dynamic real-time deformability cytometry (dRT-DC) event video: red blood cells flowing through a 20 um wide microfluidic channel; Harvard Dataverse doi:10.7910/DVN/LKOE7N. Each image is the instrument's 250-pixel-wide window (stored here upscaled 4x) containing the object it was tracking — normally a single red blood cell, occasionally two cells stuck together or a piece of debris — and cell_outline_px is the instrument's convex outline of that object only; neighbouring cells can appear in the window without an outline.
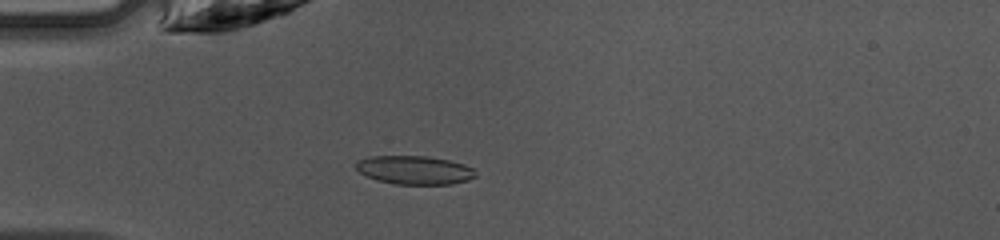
{"species": "common noctule bat (a hibernating species)", "species_latin": "Nyctalus noctula", "temperature_condition": "warm", "stored_images_in_passage": 47, "camera_frame_rate_fps": 3000, "um_per_image_px": 0.085, "animal": {"sex": "female", "body_mass_g": 10.0, "forearm_length_mm": 53.1}, "frame": {"image": 1, "passage_image": 13, "time_ms": 4.0, "image_size_px": [1000, 240], "cell_outline_px": [[476, 176], [468, 180], [452, 184], [396, 184], [376, 180], [360, 172], [356, 168], [356, 160], [372, 156], [428, 156], [448, 160], [464, 164], [472, 168], [476, 172]], "centroid_in_image_um": [35.24, 14.45], "position_along_channel_um": 49.8, "area_um2": 19.88}}
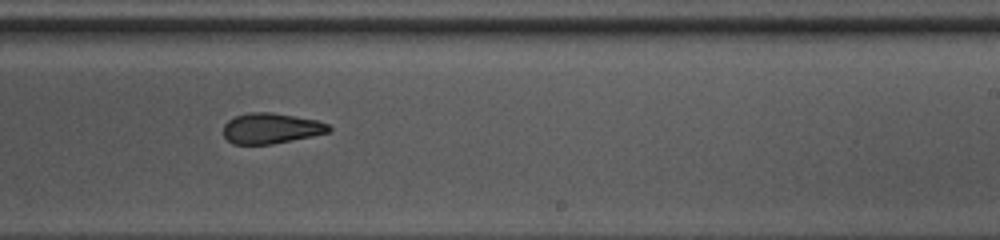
{"frame": {"image": 2, "passage_image": 29, "time_ms": 9.333, "image_size_px": [1000, 240], "cell_outline_px": [[332, 128], [328, 132], [312, 136], [272, 144], [232, 144], [224, 136], [224, 124], [228, 120], [236, 116], [248, 112], [272, 112], [316, 120], [328, 124]], "centroid_in_image_um": [23.02, 10.9], "position_along_channel_um": 266.0, "area_um2": 18.67}}
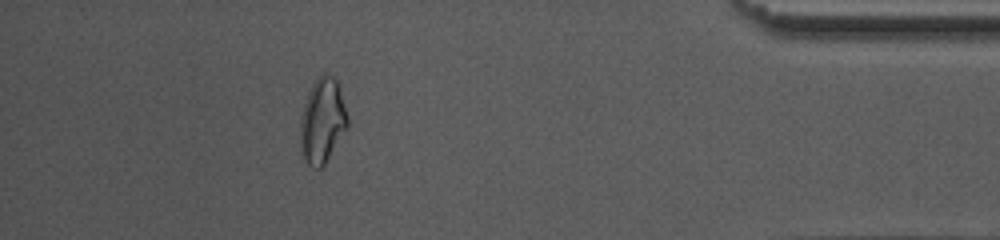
{"frame": {"image": 3, "passage_image": 42, "time_ms": 13.667, "image_size_px": [1000, 240], "cell_outline_px": [[348, 124], [324, 164], [320, 168], [316, 168], [308, 164], [304, 160], [300, 148], [300, 116], [308, 92], [316, 76], [324, 72], [332, 76], [340, 84], [348, 120]], "centroid_in_image_um": [27.38, 10.2], "position_along_channel_um": 407.8, "area_um2": 23.41}, "authors_computed_cell_mechanics": {"area_um2": 19.8254, "velocity_mm_per_s": 4.2607, "shape_relaxation_time_tau1_ms": 5.5869, "shape_relaxation_time_tau2_ms": 5.2233, "deformation_change_tau1": 0.1833, "deformation_change_tau2": 0.1179}}